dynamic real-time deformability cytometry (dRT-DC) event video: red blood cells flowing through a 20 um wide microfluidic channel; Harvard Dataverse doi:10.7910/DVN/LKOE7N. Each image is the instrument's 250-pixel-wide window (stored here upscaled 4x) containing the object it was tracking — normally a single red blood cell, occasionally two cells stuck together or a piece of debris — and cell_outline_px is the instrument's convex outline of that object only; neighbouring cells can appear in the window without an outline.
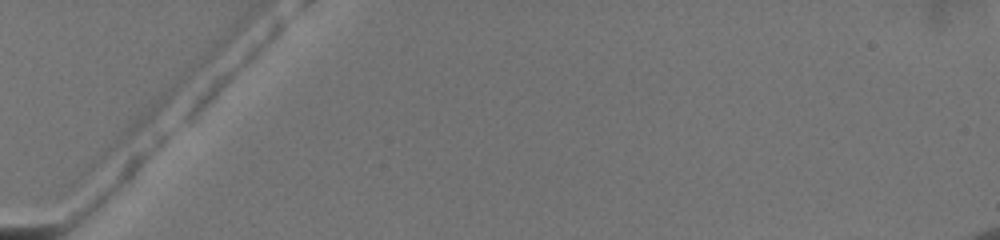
{"species": "common noctule bat (a hibernating species)", "species_latin": "Nyctalus noctula", "temperature_condition": "warm", "stored_images_in_passage": 4, "camera_frame_rate_fps": 3000, "um_per_image_px": 0.085, "animal": {"sex": "female", "body_mass_g": 19.5, "forearm_length_mm": 54.1}, "frame": {"image": 1, "passage_image": 1, "time_ms": 0.0, "image_size_px": [1000, 240], "cell_outline_px": [[284, 24], [280, 32], [192, 120], [184, 120], [184, 112], [212, 80], [272, 24]], "centroid_in_image_um": [19.68, 6.08], "position_along_channel_um": 65.3, "area_um2": 12.02}}